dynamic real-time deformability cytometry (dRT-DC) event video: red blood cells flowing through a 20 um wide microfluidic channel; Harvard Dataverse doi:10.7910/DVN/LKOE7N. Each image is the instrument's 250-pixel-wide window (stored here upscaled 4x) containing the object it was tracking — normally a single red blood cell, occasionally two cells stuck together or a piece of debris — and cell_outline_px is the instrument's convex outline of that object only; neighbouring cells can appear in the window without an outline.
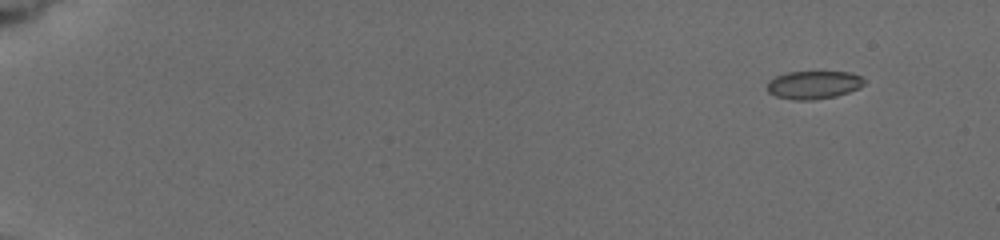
{"species": "common noctule bat (a hibernating species)", "species_latin": "Nyctalus noctula", "temperature_condition": "cold", "stored_images_in_passage": 6, "camera_frame_rate_fps": 3000, "um_per_image_px": 0.085, "animal": {"sex": "female", "body_mass_g": 19.5, "forearm_length_mm": 54.1}, "frame": {"image": 1, "passage_image": 1, "time_ms": 0.0, "image_size_px": [1000, 240], "cell_outline_px": [[864, 84], [848, 92], [832, 96], [804, 100], [796, 100], [776, 96], [768, 92], [768, 80], [776, 76], [788, 72], [848, 72], [860, 76], [864, 80]], "centroid_in_image_um": [69.11, 7.2], "position_along_channel_um": 15.9, "area_um2": 15.43}}